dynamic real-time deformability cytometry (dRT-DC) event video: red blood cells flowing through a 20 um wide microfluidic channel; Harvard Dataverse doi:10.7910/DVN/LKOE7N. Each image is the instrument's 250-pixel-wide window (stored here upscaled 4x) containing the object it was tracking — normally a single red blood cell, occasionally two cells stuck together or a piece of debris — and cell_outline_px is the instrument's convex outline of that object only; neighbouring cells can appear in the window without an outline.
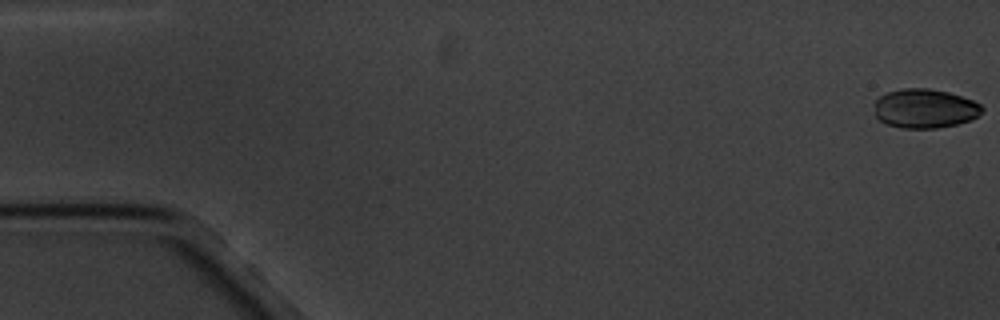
{"species": "common noctule bat (a hibernating species)", "species_latin": "Nyctalus noctula", "temperature_condition": "cold", "stored_images_in_passage": 13, "camera_frame_rate_fps": 3000, "um_per_image_px": 0.085, "animal": {"sex": "male", "body_mass_g": 20.1, "forearm_length_mm": 53.5}, "frame": {"image": 1, "passage_image": 1, "time_ms": 0.0, "image_size_px": [1000, 320], "cell_outline_px": [[984, 108], [976, 116], [968, 120], [956, 124], [936, 128], [904, 128], [888, 124], [880, 120], [876, 116], [872, 104], [880, 96], [888, 92], [904, 88], [928, 88], [948, 92], [972, 100], [980, 104]], "centroid_in_image_um": [78.56, 9.21], "position_along_channel_um": 6.4, "area_um2": 24.39}}
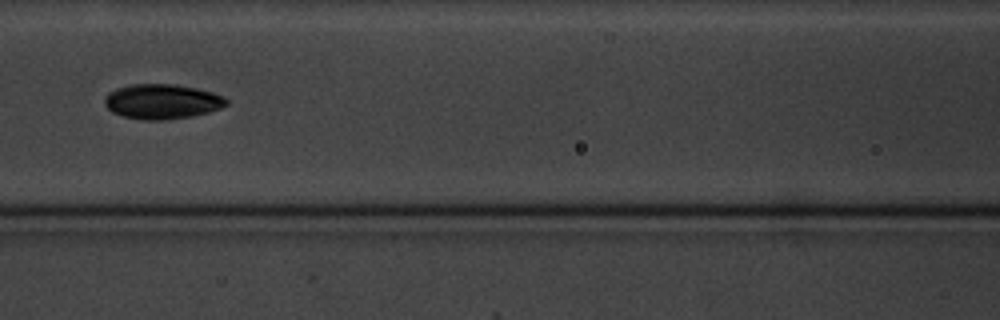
{"frame": {"image": 2, "passage_image": 8, "time_ms": 8.333, "image_size_px": [1000, 320], "cell_outline_px": [[228, 104], [220, 108], [208, 112], [192, 116], [164, 120], [144, 120], [124, 116], [112, 112], [104, 104], [104, 96], [108, 92], [116, 88], [132, 84], [176, 84], [196, 88], [212, 92], [224, 96], [228, 100]], "centroid_in_image_um": [13.77, 8.62], "position_along_channel_um": 152.8, "area_um2": 24.85}}
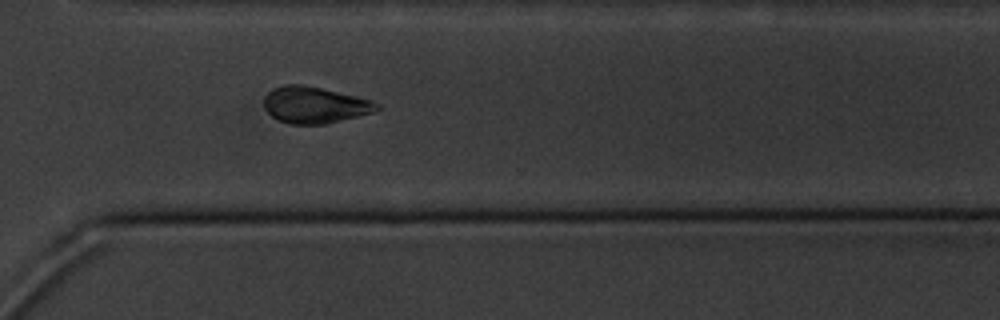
{"frame": {"image": 3, "passage_image": 13, "time_ms": 14.0, "image_size_px": [1000, 320], "cell_outline_px": [[380, 108], [372, 112], [324, 124], [292, 124], [280, 120], [272, 116], [264, 108], [264, 96], [268, 92], [284, 84], [300, 84], [320, 88], [356, 96], [372, 100], [380, 104]], "centroid_in_image_um": [26.73, 8.91], "position_along_channel_um": 343.9, "area_um2": 23.64}}